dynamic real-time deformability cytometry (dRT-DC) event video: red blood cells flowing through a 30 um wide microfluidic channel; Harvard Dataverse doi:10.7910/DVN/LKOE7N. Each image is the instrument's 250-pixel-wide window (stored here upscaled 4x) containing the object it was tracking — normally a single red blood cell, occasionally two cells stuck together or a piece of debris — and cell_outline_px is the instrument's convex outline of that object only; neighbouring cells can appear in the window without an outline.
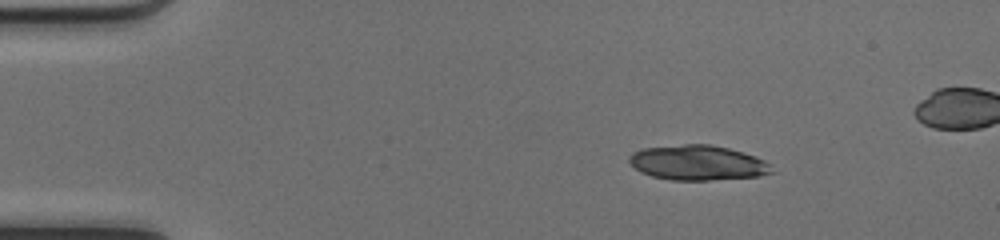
{"species": "common noctule bat (a hibernating species)", "species_latin": "Nyctalus noctula", "temperature_condition": "cold", "stored_images_in_passage": 40, "camera_frame_rate_fps": 3000, "um_per_image_px": 0.085, "animal": {"sex": "female", "body_mass_g": 17.0, "forearm_length_mm": 48.0}, "frame": {"image": 1, "passage_image": 1, "time_ms": 0.0, "image_size_px": [1000, 240], "cell_outline_px": [[776, 172], [760, 176], [708, 180], [672, 180], [652, 176], [640, 172], [628, 160], [628, 156], [632, 152], [644, 148], [684, 144], [712, 144], [728, 148], [756, 156], [772, 164]], "centroid_in_image_um": [59.35, 13.83], "position_along_channel_um": 25.7, "area_um2": 29.25}}